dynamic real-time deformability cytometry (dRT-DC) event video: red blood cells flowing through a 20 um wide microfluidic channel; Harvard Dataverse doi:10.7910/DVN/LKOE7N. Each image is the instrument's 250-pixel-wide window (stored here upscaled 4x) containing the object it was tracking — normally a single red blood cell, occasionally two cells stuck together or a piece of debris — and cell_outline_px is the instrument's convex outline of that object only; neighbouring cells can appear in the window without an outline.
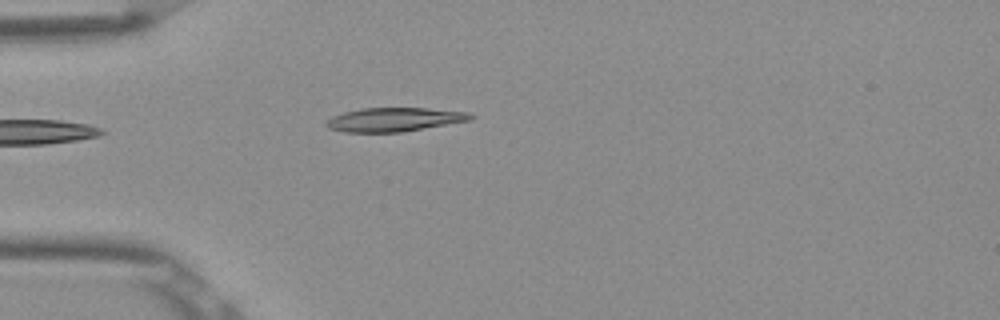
{"species": "Egyptian fruit bat (a non-hibernating species)", "species_latin": "Rousettus aegyptiacus", "temperature_condition": "room temperature", "stored_images_in_passage": 5, "camera_frame_rate_fps": 3000, "um_per_image_px": 0.085, "frame": {"image": 1, "passage_image": 5, "time_ms": 1.333, "image_size_px": [1000, 320], "cell_outline_px": [[476, 116], [472, 120], [400, 132], [344, 132], [328, 128], [324, 124], [332, 116], [344, 112], [360, 108], [428, 108], [468, 112]], "centroid_in_image_um": [33.52, 10.15], "position_along_channel_um": 51.5, "area_um2": 20.06}}